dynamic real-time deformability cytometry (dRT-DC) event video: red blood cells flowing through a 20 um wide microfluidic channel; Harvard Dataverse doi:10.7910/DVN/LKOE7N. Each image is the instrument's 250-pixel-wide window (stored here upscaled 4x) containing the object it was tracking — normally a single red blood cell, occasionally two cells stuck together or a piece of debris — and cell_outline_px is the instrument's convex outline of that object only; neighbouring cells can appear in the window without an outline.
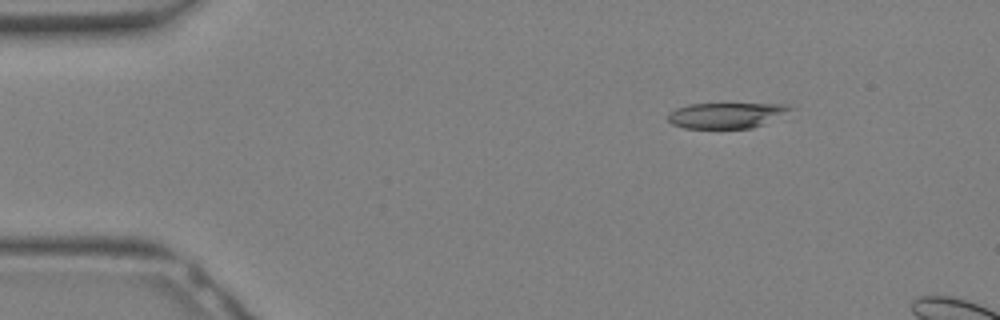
{"species": "Egyptian fruit bat (a non-hibernating species)", "species_latin": "Rousettus aegyptiacus", "temperature_condition": "warm", "stored_images_in_passage": 8, "camera_frame_rate_fps": 3000, "um_per_image_px": 0.085, "animal": {"sex": "female"}, "frame": {"image": 1, "passage_image": 4, "time_ms": 1.0, "image_size_px": [1000, 320], "cell_outline_px": [[796, 108], [764, 124], [752, 128], [684, 128], [672, 124], [668, 120], [668, 112], [676, 108], [688, 104], [784, 104]], "centroid_in_image_um": [61.72, 9.8], "position_along_channel_um": 23.3, "area_um2": 18.21}}